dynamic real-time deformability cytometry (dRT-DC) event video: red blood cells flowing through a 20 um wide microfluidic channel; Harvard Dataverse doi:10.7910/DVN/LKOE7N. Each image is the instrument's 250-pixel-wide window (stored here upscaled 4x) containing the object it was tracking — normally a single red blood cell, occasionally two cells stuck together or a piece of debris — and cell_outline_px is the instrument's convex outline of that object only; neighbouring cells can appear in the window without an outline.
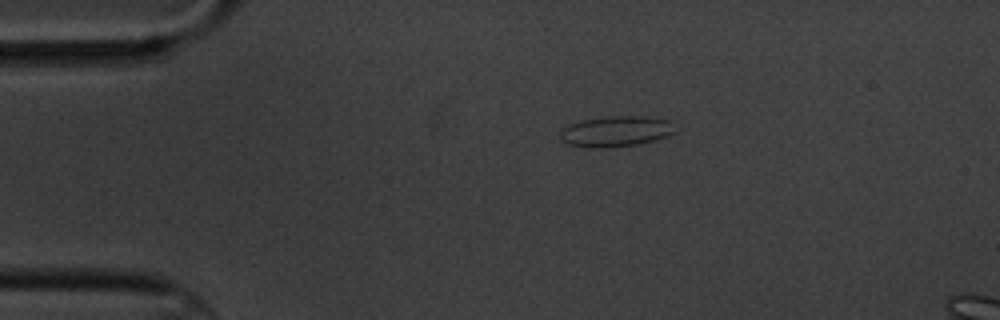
{"species": "common noctule bat (a hibernating species)", "species_latin": "Nyctalus noctula", "temperature_condition": "cold", "stored_images_in_passage": 3, "camera_frame_rate_fps": 3000, "um_per_image_px": 0.085, "animal": {"sex": "male", "body_mass_g": 20.1, "forearm_length_mm": 53.5}, "frame": {"image": 1, "passage_image": 1, "time_ms": 0.0, "image_size_px": [1000, 320], "cell_outline_px": [[672, 132], [668, 136], [656, 140], [636, 144], [600, 148], [592, 148], [568, 144], [560, 140], [560, 128], [568, 124], [580, 120], [608, 116], [640, 116], [668, 120]], "centroid_in_image_um": [52.23, 11.16], "position_along_channel_um": 32.8, "area_um2": 20.35}}